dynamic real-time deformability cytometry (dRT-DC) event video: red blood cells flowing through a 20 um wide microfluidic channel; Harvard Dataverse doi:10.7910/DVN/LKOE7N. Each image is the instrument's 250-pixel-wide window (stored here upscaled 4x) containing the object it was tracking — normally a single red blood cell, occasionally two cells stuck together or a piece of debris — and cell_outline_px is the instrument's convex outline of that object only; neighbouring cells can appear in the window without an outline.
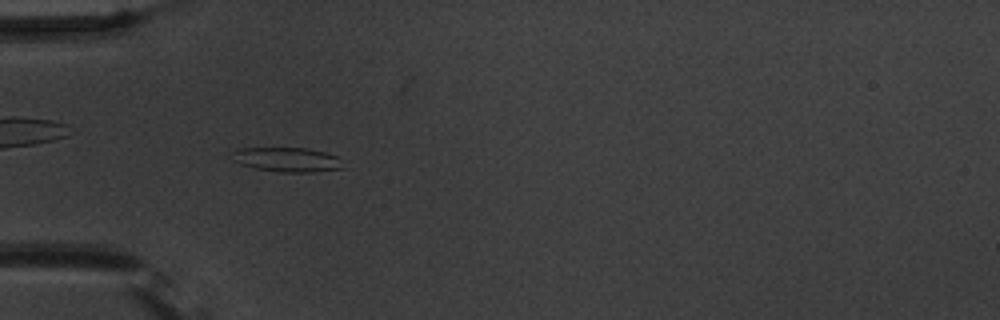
{"species": "common noctule bat (a hibernating species)", "species_latin": "Nyctalus noctula", "temperature_condition": "warm", "stored_images_in_passage": 54, "camera_frame_rate_fps": 3000, "um_per_image_px": 0.085, "animal": {"sex": "male", "body_mass_g": 20.1, "forearm_length_mm": 53.5}, "frame": {"image": 1, "passage_image": 17, "time_ms": 5.333, "image_size_px": [1000, 320], "cell_outline_px": [[344, 168], [312, 172], [280, 172], [256, 168], [240, 164], [232, 160], [228, 156], [236, 148], [308, 148], [324, 152], [336, 156]], "centroid_in_image_um": [24.32, 13.56], "position_along_channel_um": 60.7, "area_um2": 15.84}}
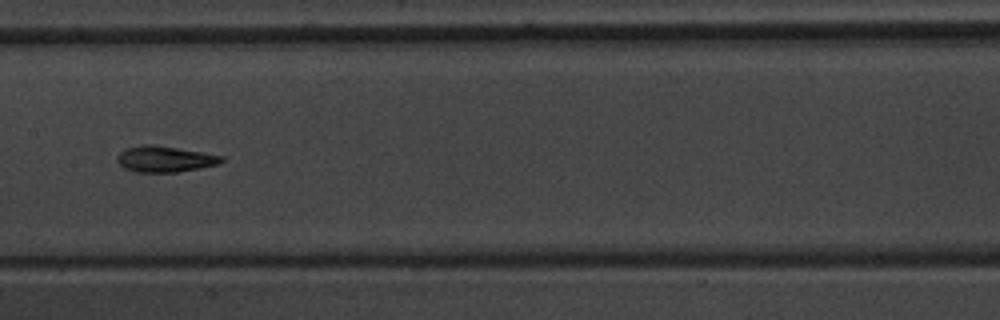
{"frame": {"image": 2, "passage_image": 28, "time_ms": 9.0, "image_size_px": [1000, 320], "cell_outline_px": [[224, 160], [220, 164], [200, 168], [176, 172], [136, 172], [124, 168], [116, 160], [116, 156], [124, 148], [144, 144], [152, 144], [224, 156]], "centroid_in_image_um": [13.99, 13.52], "position_along_channel_um": 193.4, "area_um2": 15.84}}
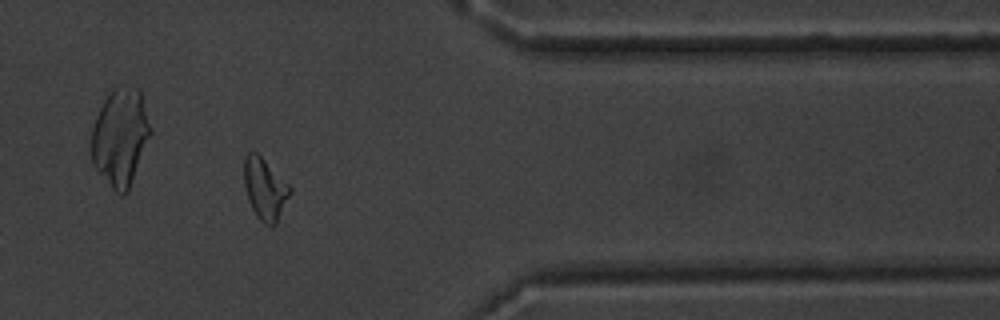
{"frame": {"image": 3, "passage_image": 45, "time_ms": 14.667, "image_size_px": [1000, 320], "cell_outline_px": [[292, 192], [276, 224], [264, 224], [256, 216], [248, 200], [244, 184], [244, 156], [252, 148], [292, 188]], "centroid_in_image_um": [22.5, 16.04], "position_along_channel_um": 388.9, "area_um2": 16.42}, "authors_computed_cell_mechanics": {"area_um2": 16.0973, "velocity_mm_per_s": 3.7202, "shape_relaxation_time_tau1_ms": null, "shape_relaxation_time_tau2_ms": 1.8855, "deformation_change_tau1": null, "deformation_change_tau2": 0.0856}}